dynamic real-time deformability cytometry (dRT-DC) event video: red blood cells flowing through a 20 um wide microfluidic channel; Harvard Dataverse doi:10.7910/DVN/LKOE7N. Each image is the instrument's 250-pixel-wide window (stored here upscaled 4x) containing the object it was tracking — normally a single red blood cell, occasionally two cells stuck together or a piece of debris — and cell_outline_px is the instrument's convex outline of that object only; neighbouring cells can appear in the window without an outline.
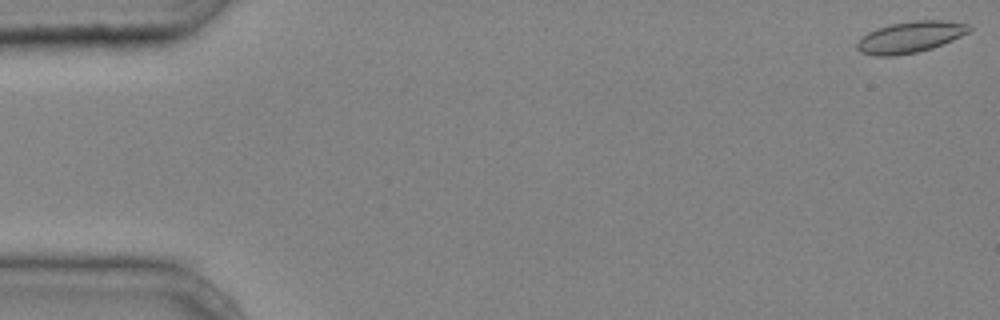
{"species": "common noctule bat (a hibernating species)", "species_latin": "Nyctalus noctula", "temperature_condition": "cold", "stored_images_in_passage": 11, "camera_frame_rate_fps": 3000, "um_per_image_px": 0.085, "animal": {"sex": "male", "body_mass_g": 20.4}, "frame": {"image": 1, "passage_image": 1, "time_ms": 0.0, "image_size_px": [1000, 320], "cell_outline_px": [[972, 28], [968, 32], [952, 40], [932, 48], [916, 52], [896, 56], [876, 56], [860, 52], [856, 48], [856, 44], [868, 32], [876, 28], [892, 24], [912, 20], [940, 20], [968, 24]], "centroid_in_image_um": [77.35, 3.15], "position_along_channel_um": 7.6, "area_um2": 20.29}}